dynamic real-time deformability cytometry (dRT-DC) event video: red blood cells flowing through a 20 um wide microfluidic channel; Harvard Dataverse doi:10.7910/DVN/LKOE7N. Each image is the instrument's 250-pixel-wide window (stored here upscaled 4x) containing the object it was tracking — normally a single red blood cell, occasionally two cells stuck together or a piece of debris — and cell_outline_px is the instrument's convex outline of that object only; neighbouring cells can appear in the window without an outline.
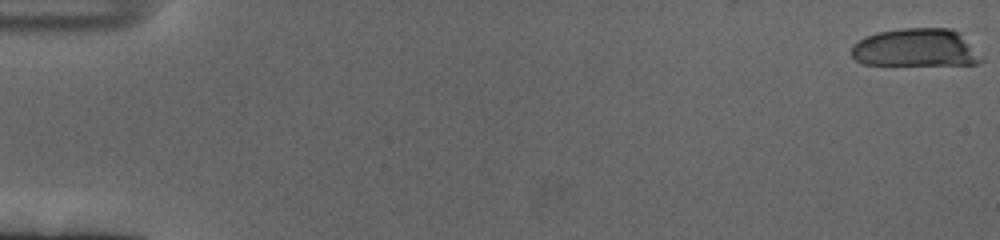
{"species": "human", "species_latin": "Homo sapiens", "temperature_condition": "cold", "stored_images_in_passage": 62, "camera_frame_rate_fps": 3000, "um_per_image_px": 0.085, "donor": {"sex": "female"}, "frame": {"image": 1, "passage_image": 1, "time_ms": 0.0, "image_size_px": [1000, 240], "cell_outline_px": [[984, 60], [976, 64], [864, 64], [856, 60], [852, 56], [852, 48], [864, 36], [876, 32], [904, 28], [952, 28], [960, 32]], "centroid_in_image_um": [77.85, 4.04], "position_along_channel_um": 7.1, "area_um2": 28.55}}
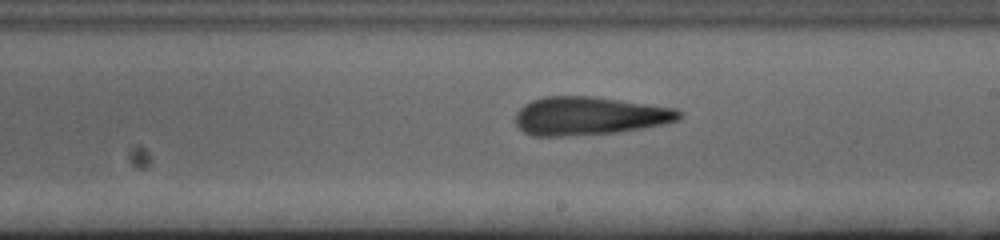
{"frame": {"image": 2, "passage_image": 37, "time_ms": 12.0, "image_size_px": [1000, 240], "cell_outline_px": [[680, 116], [676, 120], [660, 124], [640, 128], [616, 132], [564, 136], [532, 136], [524, 132], [516, 124], [516, 112], [524, 104], [532, 100], [544, 96], [592, 96], [676, 108], [680, 112]], "centroid_in_image_um": [50.02, 9.84], "position_along_channel_um": 239.0, "area_um2": 36.18}}
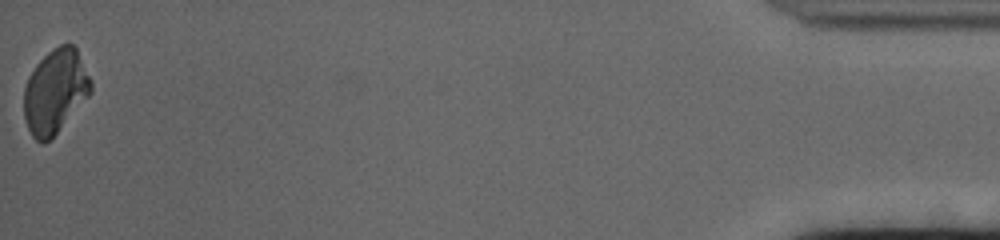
{"frame": {"image": 3, "passage_image": 62, "time_ms": 20.333, "image_size_px": [1000, 240], "cell_outline_px": [[92, 92], [56, 132], [48, 140], [36, 140], [32, 136], [28, 128], [24, 116], [24, 88], [28, 76], [36, 64], [52, 48], [60, 44], [72, 44], [76, 48], [92, 80]], "centroid_in_image_um": [4.69, 7.71], "position_along_channel_um": 430.5, "area_um2": 32.37}, "authors_computed_cell_mechanics": {"area_um2": 34.5644, "velocity_mm_per_s": 3.3648, "shape_relaxation_time_tau1_ms": 4.8154, "shape_relaxation_time_tau2_ms": 3.5173, "deformation_change_tau1": 0.1995, "deformation_change_tau2": 0.1582}}